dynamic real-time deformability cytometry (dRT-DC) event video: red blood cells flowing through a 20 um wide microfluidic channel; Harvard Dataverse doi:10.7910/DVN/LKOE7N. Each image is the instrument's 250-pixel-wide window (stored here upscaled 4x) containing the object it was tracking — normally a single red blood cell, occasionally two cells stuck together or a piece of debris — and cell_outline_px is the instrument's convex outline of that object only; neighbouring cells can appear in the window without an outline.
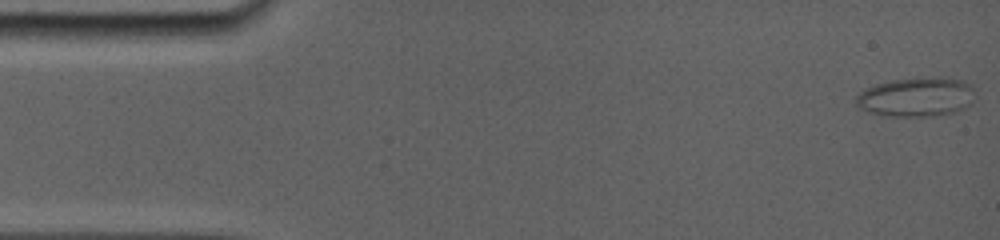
{"species": "common noctule bat (a hibernating species)", "species_latin": "Nyctalus noctula", "temperature_condition": "room temperature", "stored_images_in_passage": 83, "camera_frame_rate_fps": 5000, "um_per_image_px": 0.085, "animal": {"sex": "female", "body_mass_g": 19.0, "forearm_length_mm": 56.7}, "frame": {"image": 1, "passage_image": 1, "time_ms": 0.0, "image_size_px": [1000, 240], "cell_outline_px": [[972, 88], [968, 104], [960, 108], [948, 112], [872, 112], [860, 108], [856, 104], [856, 96], [864, 88], [872, 84], [892, 80], [964, 80], [972, 84]], "centroid_in_image_um": [77.78, 8.17], "position_along_channel_um": 7.2, "area_um2": 24.04}}
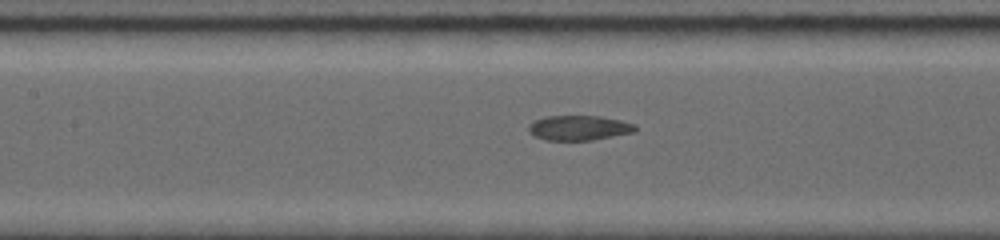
{"frame": {"image": 2, "passage_image": 37, "time_ms": 7.2, "image_size_px": [1000, 240], "cell_outline_px": [[636, 128], [632, 132], [588, 140], [548, 140], [536, 136], [528, 128], [536, 120], [548, 116], [600, 116], [620, 120], [632, 124]], "centroid_in_image_um": [49.21, 10.86], "position_along_channel_um": 158.2, "area_um2": 14.8}}
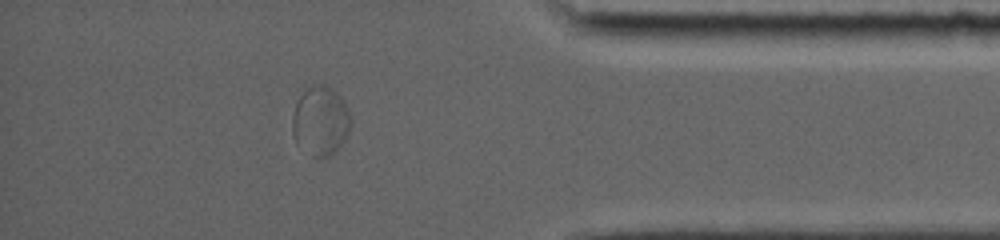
{"frame": {"image": 3, "passage_image": 72, "time_ms": 14.2, "image_size_px": [1000, 240], "cell_outline_px": [[352, 124], [348, 132], [336, 152], [328, 156], [312, 156], [296, 144], [292, 132], [292, 116], [296, 100], [312, 84], [324, 84], [332, 88], [344, 100], [348, 108], [352, 120]], "centroid_in_image_um": [27.24, 10.26], "position_along_channel_um": 408.0, "area_um2": 23.81}}